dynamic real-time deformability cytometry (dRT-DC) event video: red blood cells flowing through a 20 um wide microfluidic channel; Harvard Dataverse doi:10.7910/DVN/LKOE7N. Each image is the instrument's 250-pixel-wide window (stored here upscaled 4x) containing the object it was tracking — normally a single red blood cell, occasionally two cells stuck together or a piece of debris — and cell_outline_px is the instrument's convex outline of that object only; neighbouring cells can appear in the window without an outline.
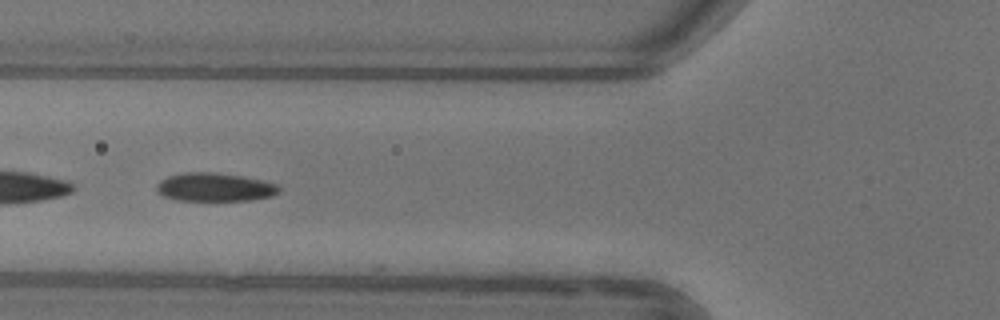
{"species": "common noctule bat (a hibernating species)", "species_latin": "Nyctalus noctula", "temperature_condition": "warm", "stored_images_in_passage": 52, "camera_frame_rate_fps": 3000, "um_per_image_px": 0.085, "animal": {"sex": "female"}, "frame": {"image": 1, "passage_image": 19, "time_ms": 6.0, "image_size_px": [1000, 320], "cell_outline_px": [[280, 192], [272, 196], [252, 200], [176, 200], [164, 196], [156, 192], [156, 184], [160, 180], [168, 176], [184, 172], [212, 172], [240, 176], [260, 180], [276, 184], [280, 188]], "centroid_in_image_um": [18.21, 15.91], "position_along_channel_um": 107.6, "area_um2": 20.23}}
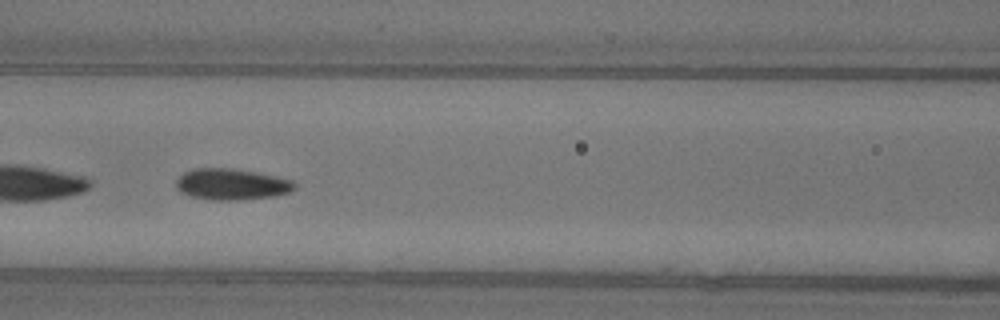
{"frame": {"image": 2, "passage_image": 22, "time_ms": 7.0, "image_size_px": [1000, 320], "cell_outline_px": [[296, 188], [288, 192], [276, 196], [236, 200], [212, 200], [192, 196], [180, 192], [176, 188], [176, 180], [184, 172], [192, 168], [232, 168], [256, 172], [276, 176], [292, 180], [296, 184]], "centroid_in_image_um": [19.68, 15.66], "position_along_channel_um": 146.9, "area_um2": 21.62}, "authors_computed_cell_mechanics": {"area_um2": 21.097, "velocity_mm_per_s": 3.9106, "shape_relaxation_time_tau1_ms": 3.6028, "shape_relaxation_time_tau2_ms": 1.5091, "deformation_change_tau1": 0.116, "deformation_change_tau2": 0.0518}}